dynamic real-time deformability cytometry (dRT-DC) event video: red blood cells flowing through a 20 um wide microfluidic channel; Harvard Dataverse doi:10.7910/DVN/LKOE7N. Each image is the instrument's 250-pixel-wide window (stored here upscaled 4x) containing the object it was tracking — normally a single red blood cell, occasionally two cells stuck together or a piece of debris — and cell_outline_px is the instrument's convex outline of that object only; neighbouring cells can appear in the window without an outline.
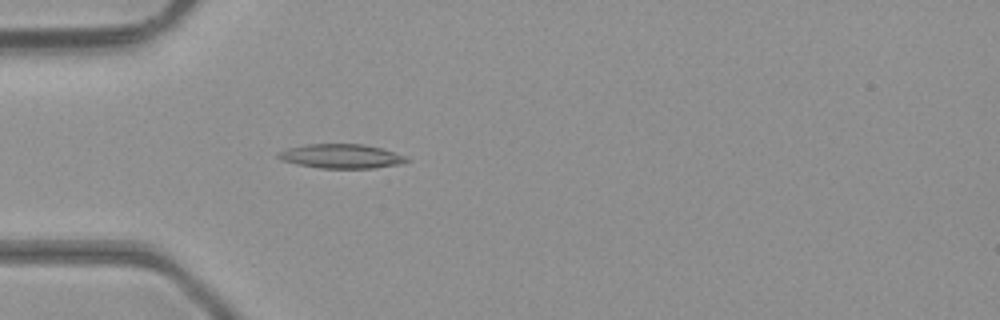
{"species": "common noctule bat (a hibernating species)", "species_latin": "Nyctalus noctula", "temperature_condition": "room temperature", "stored_images_in_passage": 34, "camera_frame_rate_fps": 3000, "um_per_image_px": 0.085, "animal": {"sex": "male", "body_mass_g": 23.1, "forearm_length_mm": 52.7}, "frame": {"image": 1, "passage_image": 6, "time_ms": 1.667, "image_size_px": [1000, 320], "cell_outline_px": [[412, 160], [396, 164], [372, 168], [320, 168], [296, 164], [280, 160], [276, 156], [276, 152], [288, 148], [308, 144], [364, 144], [384, 148], [408, 156]], "centroid_in_image_um": [29.01, 13.27], "position_along_channel_um": 56.0, "area_um2": 18.32}}
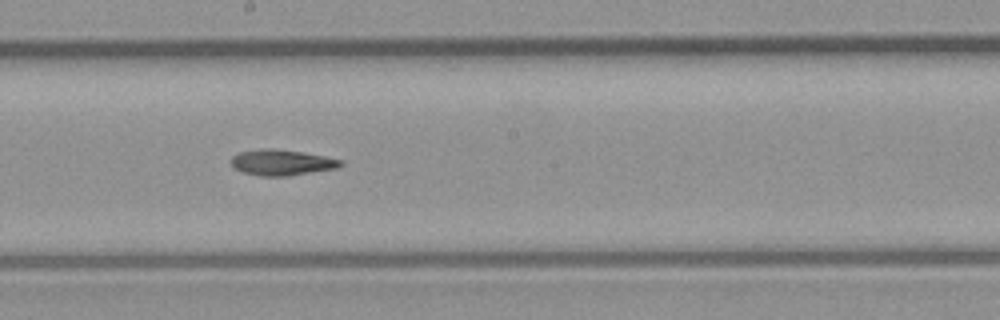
{"frame": {"image": 2, "passage_image": 18, "time_ms": 5.667, "image_size_px": [1000, 320], "cell_outline_px": [[344, 164], [336, 168], [288, 176], [260, 176], [244, 172], [232, 168], [228, 160], [232, 156], [240, 152], [260, 148], [268, 148], [304, 152], [344, 160]], "centroid_in_image_um": [23.91, 13.8], "position_along_channel_um": 224.3, "area_um2": 16.65}}
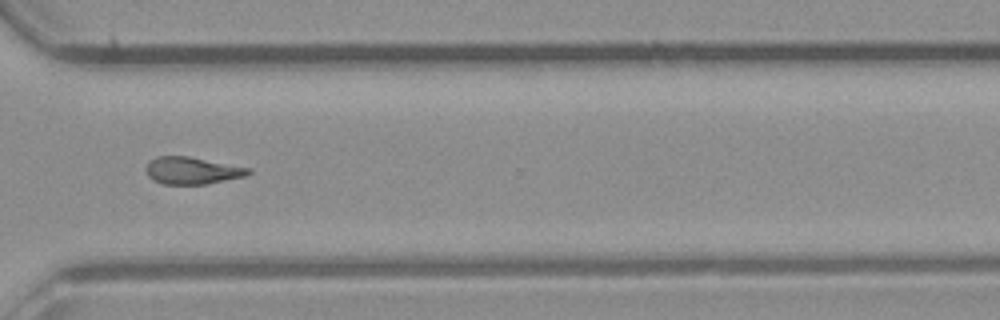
{"frame": {"image": 3, "passage_image": 27, "time_ms": 8.667, "image_size_px": [1000, 320], "cell_outline_px": [[252, 172], [244, 176], [204, 184], [164, 184], [152, 180], [148, 176], [148, 160], [156, 156], [188, 156], [252, 168]], "centroid_in_image_um": [16.33, 14.49], "position_along_channel_um": 354.3, "area_um2": 16.07}}